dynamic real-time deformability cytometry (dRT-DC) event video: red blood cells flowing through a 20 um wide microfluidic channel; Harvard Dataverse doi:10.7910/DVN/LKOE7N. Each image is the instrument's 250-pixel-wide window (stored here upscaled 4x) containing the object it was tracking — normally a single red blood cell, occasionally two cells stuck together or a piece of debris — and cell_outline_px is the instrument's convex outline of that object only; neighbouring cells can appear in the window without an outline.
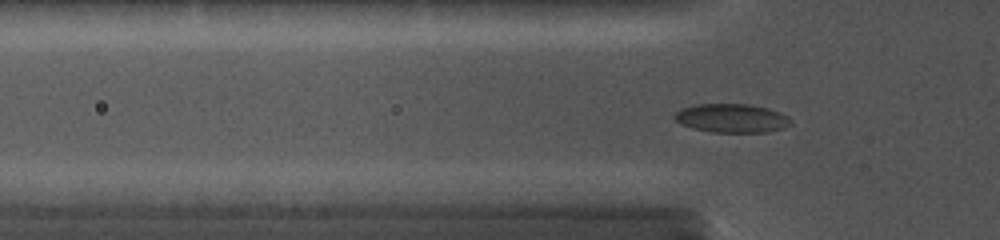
{"species": "common noctule bat (a hibernating species)", "species_latin": "Nyctalus noctula", "temperature_condition": "cold", "stored_images_in_passage": 52, "segment_of_instrument_passage": [1, 2], "camera_frame_rate_fps": 5000, "um_per_image_px": 0.085, "animal": {"sex": "female", "body_mass_g": 19.0, "forearm_length_mm": 56.7}, "frame": {"image": 1, "passage_image": 18, "time_ms": 5.0, "image_size_px": [1000, 240], "cell_outline_px": [[792, 124], [784, 128], [768, 132], [712, 132], [692, 128], [680, 124], [672, 116], [680, 108], [696, 104], [748, 104], [768, 108], [780, 112], [788, 116], [792, 120]], "centroid_in_image_um": [62.2, 10.04], "position_along_channel_um": 63.6, "area_um2": 19.71}}
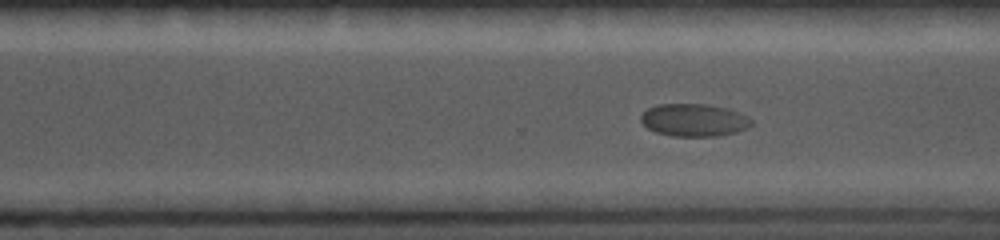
{"frame": {"image": 2, "passage_image": 40, "time_ms": 11.6, "image_size_px": [1000, 240], "cell_outline_px": [[752, 124], [748, 128], [736, 132], [720, 136], [672, 136], [656, 132], [648, 128], [640, 120], [640, 116], [648, 108], [660, 104], [704, 104], [728, 108], [748, 116], [752, 120]], "centroid_in_image_um": [59.01, 10.21], "position_along_channel_um": 311.6, "area_um2": 21.04}}
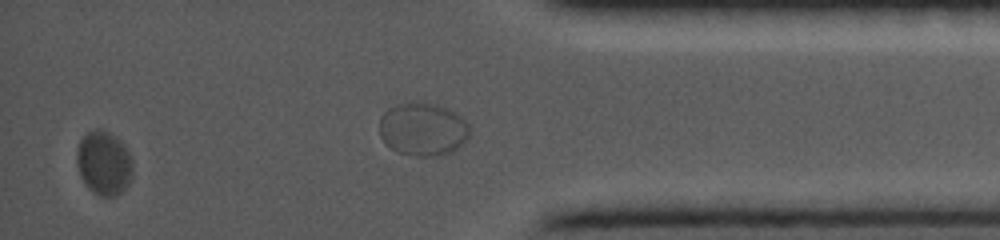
{"frame": {"image": 3, "passage_image": 49, "time_ms": 14.0, "image_size_px": [1000, 240], "cell_outline_px": [[132, 172], [128, 184], [116, 196], [100, 196], [92, 192], [88, 188], [80, 176], [76, 164], [76, 152], [80, 140], [88, 132], [96, 128], [100, 128], [108, 132], [120, 140], [124, 144], [132, 160]], "centroid_in_image_um": [8.81, 13.85], "position_along_channel_um": 426.4, "area_um2": 20.92}}